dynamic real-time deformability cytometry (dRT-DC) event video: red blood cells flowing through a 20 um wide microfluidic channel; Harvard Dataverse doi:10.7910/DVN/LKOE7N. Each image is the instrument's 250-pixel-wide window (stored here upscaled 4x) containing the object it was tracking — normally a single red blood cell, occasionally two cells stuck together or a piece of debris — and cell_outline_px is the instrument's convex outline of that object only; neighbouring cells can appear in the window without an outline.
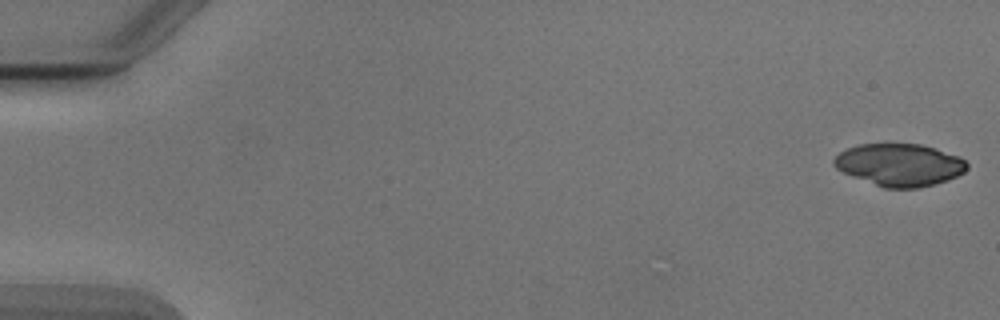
{"species": "Egyptian fruit bat (a non-hibernating species)", "species_latin": "Rousettus aegyptiacus", "temperature_condition": "cold", "stored_images_in_passage": 20, "camera_frame_rate_fps": 3000, "um_per_image_px": 0.085, "animal": {"sex": "male"}, "frame": {"image": 1, "passage_image": 1, "time_ms": 0.0, "image_size_px": [1000, 320], "cell_outline_px": [[968, 168], [964, 172], [948, 180], [920, 188], [884, 188], [852, 176], [836, 168], [832, 164], [832, 160], [840, 152], [856, 144], [920, 144], [936, 148], [960, 156], [968, 164]], "centroid_in_image_um": [76.47, 14.01], "position_along_channel_um": 8.5, "area_um2": 32.95}}